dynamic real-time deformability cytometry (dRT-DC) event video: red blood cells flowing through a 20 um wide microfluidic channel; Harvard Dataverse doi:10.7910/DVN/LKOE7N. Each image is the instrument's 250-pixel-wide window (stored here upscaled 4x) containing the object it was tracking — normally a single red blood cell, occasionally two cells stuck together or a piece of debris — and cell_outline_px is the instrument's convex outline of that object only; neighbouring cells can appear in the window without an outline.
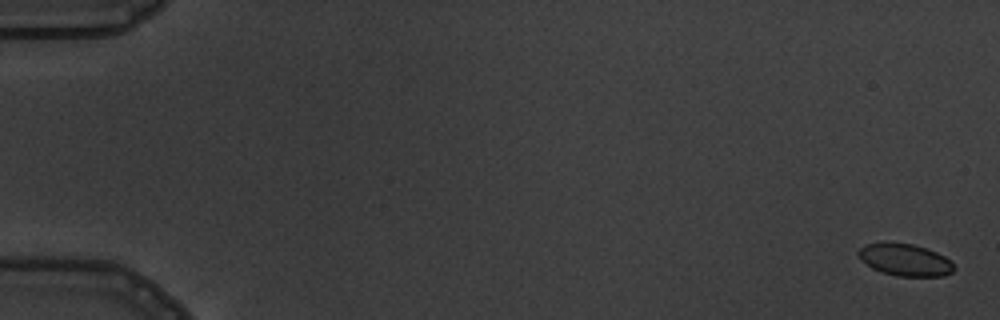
{"species": "common noctule bat (a hibernating species)", "species_latin": "Nyctalus noctula", "temperature_condition": "warm", "stored_images_in_passage": 6, "camera_frame_rate_fps": 3000, "um_per_image_px": 0.085, "animal": {"sex": "male", "body_mass_g": 19.5, "forearm_length_mm": 54.6}, "frame": {"image": 1, "passage_image": 1, "time_ms": 0.0, "image_size_px": [1000, 320], "cell_outline_px": [[956, 268], [952, 272], [944, 276], [896, 276], [872, 268], [856, 252], [860, 248], [868, 244], [884, 240], [912, 244], [936, 252], [944, 256]], "centroid_in_image_um": [76.92, 22.06], "position_along_channel_um": 8.1, "area_um2": 17.8}}
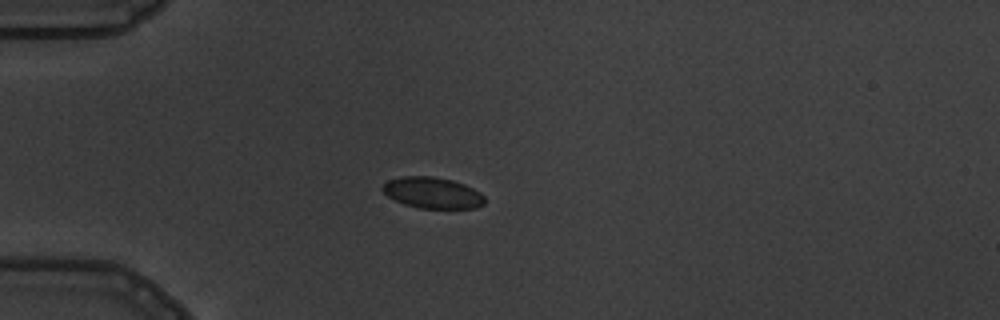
{"frame": {"image": 2, "passage_image": 5, "time_ms": 5.0, "image_size_px": [1000, 320], "cell_outline_px": [[484, 204], [476, 208], [420, 208], [404, 204], [388, 196], [380, 188], [388, 180], [404, 176], [432, 176], [452, 180], [464, 184], [480, 192], [484, 196]], "centroid_in_image_um": [36.76, 16.38], "position_along_channel_um": 48.2, "area_um2": 18.44}}